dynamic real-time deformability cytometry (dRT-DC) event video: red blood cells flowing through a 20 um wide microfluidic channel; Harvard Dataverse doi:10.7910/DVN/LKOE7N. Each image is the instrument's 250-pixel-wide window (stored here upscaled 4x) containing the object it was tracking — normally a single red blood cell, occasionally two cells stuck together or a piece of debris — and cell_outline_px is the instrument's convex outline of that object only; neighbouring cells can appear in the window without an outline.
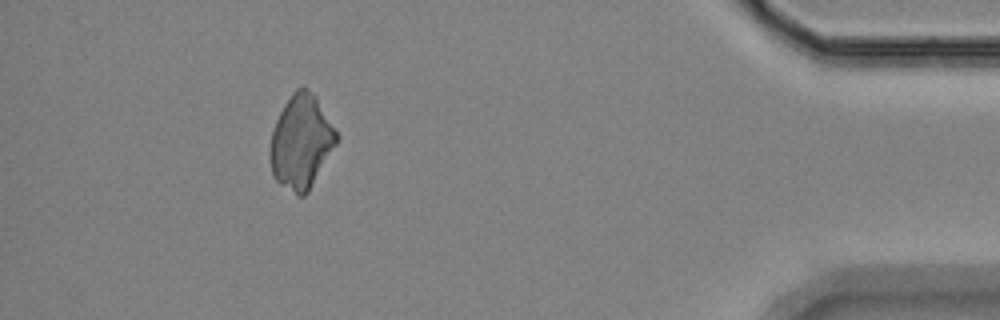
{"species": "Egyptian fruit bat (a non-hibernating species)", "species_latin": "Rousettus aegyptiacus", "temperature_condition": "room temperature", "stored_images_in_passage": 42, "camera_frame_rate_fps": 3000, "um_per_image_px": 0.085, "animal": {"sex": "female"}, "frame": {"image": 1, "passage_image": 37, "time_ms": 12.0, "image_size_px": [1000, 320], "cell_outline_px": [[336, 144], [308, 192], [304, 196], [296, 196], [280, 184], [272, 176], [268, 156], [268, 152], [272, 132], [276, 120], [284, 104], [292, 92], [300, 84], [304, 84], [316, 96], [336, 132]], "centroid_in_image_um": [25.55, 12.05], "position_along_channel_um": 409.7, "area_um2": 36.41}}